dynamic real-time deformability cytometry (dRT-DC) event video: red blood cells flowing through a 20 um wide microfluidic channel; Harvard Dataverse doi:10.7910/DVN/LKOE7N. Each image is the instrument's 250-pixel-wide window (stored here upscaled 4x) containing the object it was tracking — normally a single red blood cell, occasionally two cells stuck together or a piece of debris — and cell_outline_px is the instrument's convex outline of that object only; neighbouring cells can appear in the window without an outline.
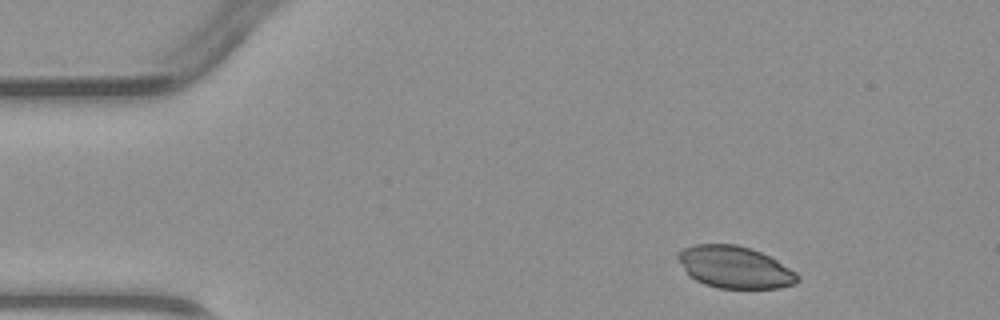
{"species": "common noctule bat (a hibernating species)", "species_latin": "Nyctalus noctula", "temperature_condition": "warm", "stored_images_in_passage": 3, "camera_frame_rate_fps": 3000, "um_per_image_px": 0.085, "animal": {"sex": "male", "body_mass_g": 23.1, "forearm_length_mm": 52.7}, "frame": {"image": 1, "passage_image": 1, "time_ms": 0.0, "image_size_px": [1000, 320], "cell_outline_px": [[800, 280], [796, 284], [780, 288], [720, 288], [704, 284], [696, 280], [684, 268], [676, 256], [676, 252], [684, 248], [696, 244], [736, 244], [752, 248], [776, 260], [796, 272], [800, 276]], "centroid_in_image_um": [62.48, 22.71], "position_along_channel_um": 22.5, "area_um2": 29.19}}